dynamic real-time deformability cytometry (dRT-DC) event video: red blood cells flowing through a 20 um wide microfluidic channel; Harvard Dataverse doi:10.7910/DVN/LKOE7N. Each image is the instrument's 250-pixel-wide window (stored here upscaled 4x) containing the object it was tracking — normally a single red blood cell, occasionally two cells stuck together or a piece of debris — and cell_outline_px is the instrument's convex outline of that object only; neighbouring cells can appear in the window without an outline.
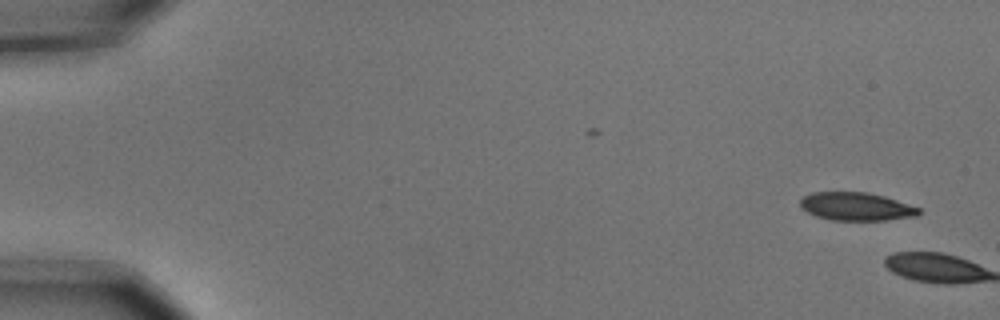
{"species": "common noctule bat (a hibernating species)", "species_latin": "Nyctalus noctula", "temperature_condition": "cold", "stored_images_in_passage": 2, "camera_frame_rate_fps": 3000, "um_per_image_px": 0.085, "animal": {"sex": "male", "body_mass_g": 15.6}, "frame": {"image": 1, "passage_image": 1, "time_ms": 0.0, "image_size_px": [1000, 320], "cell_outline_px": [[920, 212], [916, 216], [888, 220], [832, 220], [816, 216], [800, 208], [800, 200], [804, 196], [812, 192], [868, 192], [884, 196], [920, 208]], "centroid_in_image_um": [72.76, 17.55], "position_along_channel_um": 12.2, "area_um2": 19.42}}